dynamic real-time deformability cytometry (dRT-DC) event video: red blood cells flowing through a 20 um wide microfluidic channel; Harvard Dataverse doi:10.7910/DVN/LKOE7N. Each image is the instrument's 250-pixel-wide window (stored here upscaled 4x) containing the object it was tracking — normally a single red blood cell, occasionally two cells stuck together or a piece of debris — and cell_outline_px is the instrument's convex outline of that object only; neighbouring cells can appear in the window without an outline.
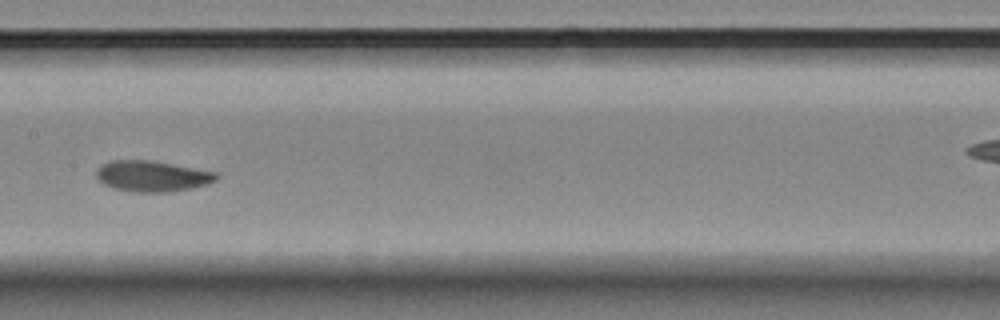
{"species": "Egyptian fruit bat (a non-hibernating species)", "species_latin": "Rousettus aegyptiacus", "temperature_condition": "room temperature", "stored_images_in_passage": 13, "camera_frame_rate_fps": 3000, "um_per_image_px": 0.085, "animal": {"sex": "female"}, "frame": {"image": 1, "passage_image": 6, "time_ms": 1.667, "image_size_px": [1000, 320], "cell_outline_px": [[220, 176], [216, 180], [208, 184], [192, 188], [168, 192], [132, 192], [112, 188], [104, 184], [96, 176], [96, 168], [100, 164], [112, 160], [152, 160], [216, 172]], "centroid_in_image_um": [12.92, 14.97], "position_along_channel_um": 194.5, "area_um2": 21.79}}
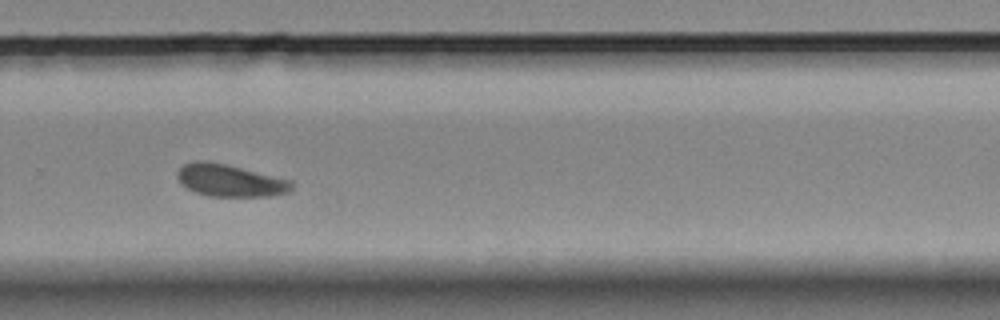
{"frame": {"image": 2, "passage_image": 9, "time_ms": 2.667, "image_size_px": [1000, 320], "cell_outline_px": [[292, 188], [288, 192], [268, 196], [208, 196], [196, 192], [188, 188], [176, 176], [176, 172], [184, 164], [196, 160], [204, 160], [224, 164], [292, 180]], "centroid_in_image_um": [19.54, 15.34], "position_along_channel_um": 310.3, "area_um2": 21.15}}
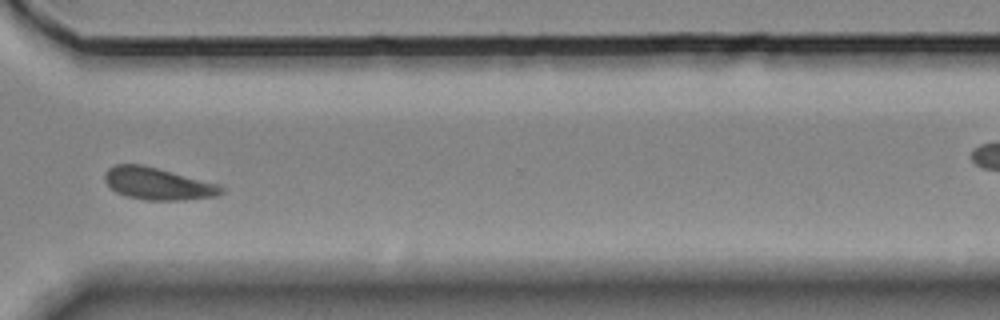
{"frame": {"image": 3, "passage_image": 10, "time_ms": 3.0, "image_size_px": [1000, 320], "cell_outline_px": [[224, 192], [220, 196], [184, 200], [144, 200], [128, 196], [116, 192], [104, 180], [104, 172], [108, 168], [116, 164], [144, 164], [220, 184], [224, 188]], "centroid_in_image_um": [13.46, 15.61], "position_along_channel_um": 357.1, "area_um2": 22.14}}